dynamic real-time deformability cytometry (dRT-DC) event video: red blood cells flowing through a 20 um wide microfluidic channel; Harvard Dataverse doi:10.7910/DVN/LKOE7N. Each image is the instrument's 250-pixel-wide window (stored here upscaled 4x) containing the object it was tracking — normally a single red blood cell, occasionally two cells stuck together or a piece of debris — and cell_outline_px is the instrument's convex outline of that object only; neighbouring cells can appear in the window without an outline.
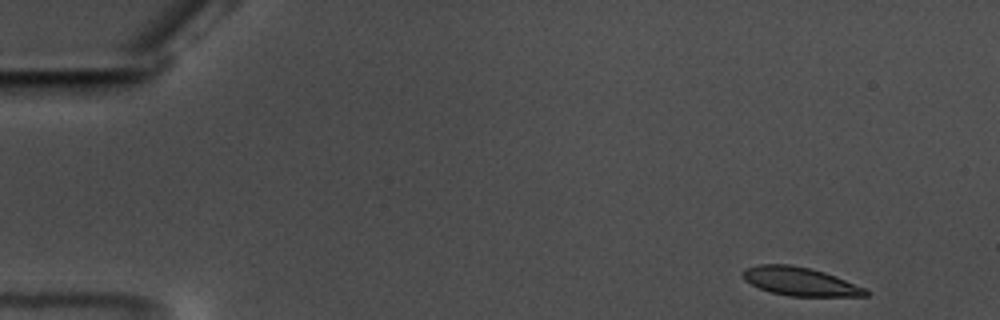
{"species": "common noctule bat (a hibernating species)", "species_latin": "Nyctalus noctula", "temperature_condition": "warm", "stored_images_in_passage": 54, "camera_frame_rate_fps": 3000, "um_per_image_px": 0.085, "animal": {"sex": "male", "body_mass_g": 17.5, "forearm_length_mm": 52.3}, "frame": {"image": 1, "passage_image": 1, "time_ms": 0.0, "image_size_px": [1000, 320], "cell_outline_px": [[872, 292], [868, 296], [788, 296], [772, 292], [760, 288], [744, 280], [744, 268], [760, 264], [788, 264], [808, 268], [824, 272], [836, 276], [864, 288]], "centroid_in_image_um": [68.03, 23.93], "position_along_channel_um": 17.0, "area_um2": 20.17}}
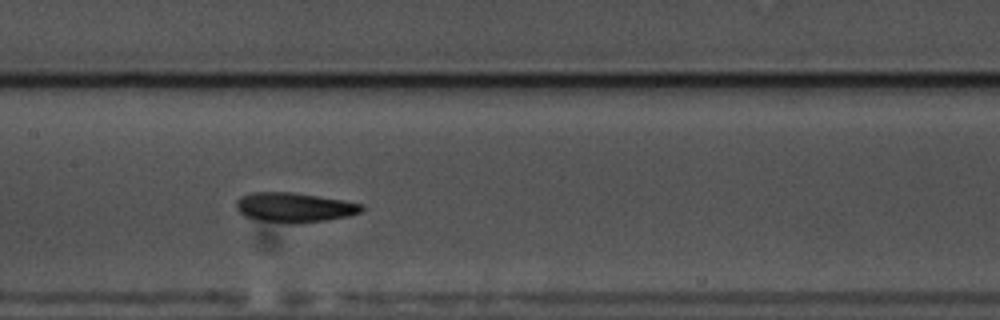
{"frame": {"image": 2, "passage_image": 25, "time_ms": 8.0, "image_size_px": [1000, 320], "cell_outline_px": [[364, 208], [360, 212], [348, 216], [304, 224], [288, 224], [260, 220], [244, 216], [236, 208], [236, 200], [240, 196], [252, 192], [292, 192], [344, 200], [364, 204]], "centroid_in_image_um": [25.02, 17.64], "position_along_channel_um": 182.4, "area_um2": 21.96}}
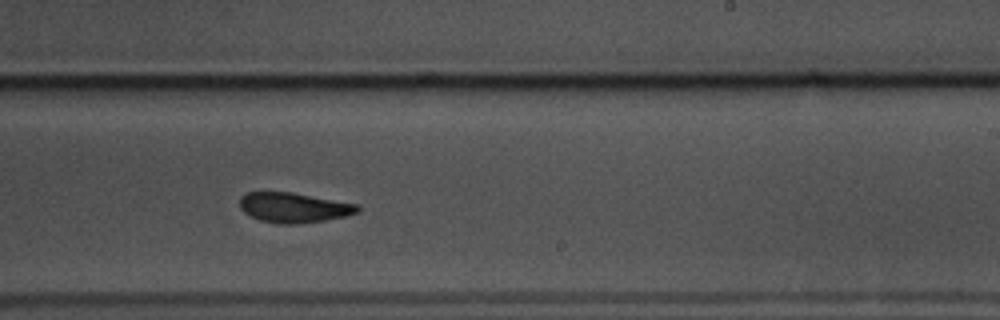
{"frame": {"image": 3, "passage_image": 32, "time_ms": 10.333, "image_size_px": [1000, 320], "cell_outline_px": [[360, 212], [348, 216], [300, 224], [276, 224], [260, 220], [244, 212], [240, 208], [240, 196], [248, 192], [292, 192], [360, 204]], "centroid_in_image_um": [25.02, 17.64], "position_along_channel_um": 264.0, "area_um2": 20.87}, "authors_computed_cell_mechanics": {"area_um2": 21.3571, "velocity_mm_per_s": 3.5095, "shape_relaxation_time_tau1_ms": 6.1959, "shape_relaxation_time_tau2_ms": 2.6338, "deformation_change_tau1": 0.1688, "deformation_change_tau2": 0.0709}}